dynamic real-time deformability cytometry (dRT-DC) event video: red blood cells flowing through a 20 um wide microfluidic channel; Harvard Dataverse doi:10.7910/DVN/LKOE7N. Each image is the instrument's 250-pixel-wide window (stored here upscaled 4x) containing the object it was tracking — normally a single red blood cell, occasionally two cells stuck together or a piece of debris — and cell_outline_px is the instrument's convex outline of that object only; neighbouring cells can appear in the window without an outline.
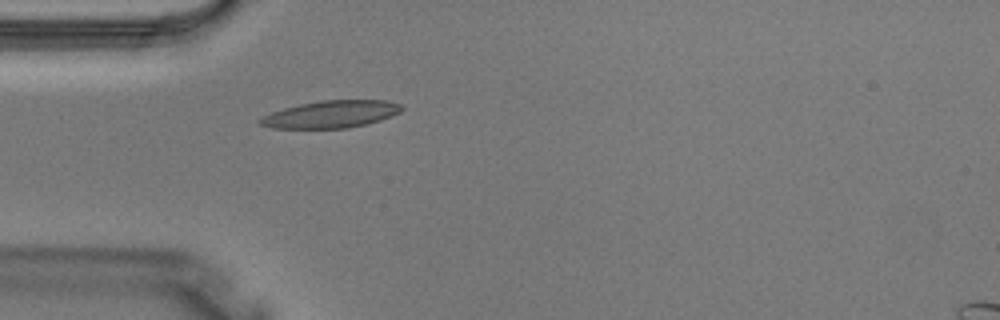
{"species": "Egyptian fruit bat (a non-hibernating species)", "species_latin": "Rousettus aegyptiacus", "temperature_condition": "warm", "stored_images_in_passage": 4, "camera_frame_rate_fps": 3000, "um_per_image_px": 0.085, "animal": {"sex": "male"}, "frame": {"image": 1, "passage_image": 3, "time_ms": 0.667, "image_size_px": [1000, 320], "cell_outline_px": [[404, 108], [400, 112], [392, 116], [380, 120], [348, 128], [272, 128], [260, 124], [256, 120], [272, 112], [284, 108], [300, 104], [324, 100], [384, 100], [400, 104]], "centroid_in_image_um": [28.14, 9.71], "position_along_channel_um": 56.9, "area_um2": 22.31}}